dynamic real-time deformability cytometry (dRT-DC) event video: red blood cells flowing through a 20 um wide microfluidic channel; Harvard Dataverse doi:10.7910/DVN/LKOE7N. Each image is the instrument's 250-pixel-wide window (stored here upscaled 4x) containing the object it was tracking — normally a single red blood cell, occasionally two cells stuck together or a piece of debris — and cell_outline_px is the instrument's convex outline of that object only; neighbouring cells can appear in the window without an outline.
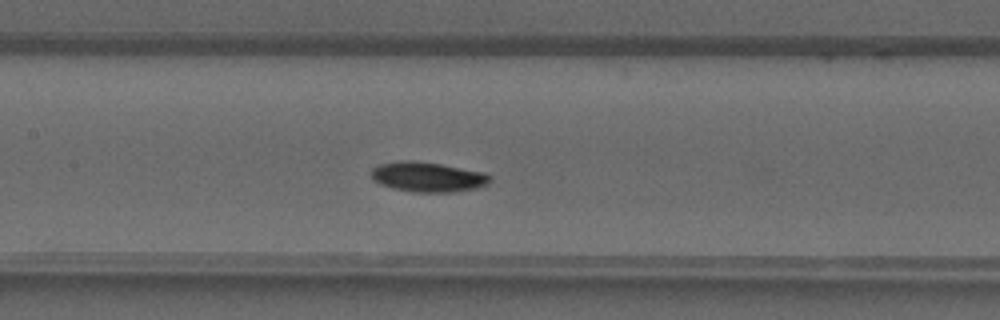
{"species": "common noctule bat (a hibernating species)", "species_latin": "Nyctalus noctula", "temperature_condition": "warm", "stored_images_in_passage": 37, "camera_frame_rate_fps": 3000, "um_per_image_px": 0.085, "animal": {"sex": "male", "forearm_length_mm": 52.5}, "frame": {"image": 1, "passage_image": 16, "time_ms": 5.0, "image_size_px": [1000, 320], "cell_outline_px": [[492, 180], [488, 184], [476, 188], [452, 192], [416, 192], [392, 188], [380, 184], [372, 176], [372, 168], [380, 164], [400, 160], [412, 160], [440, 164], [484, 172], [492, 176]], "centroid_in_image_um": [36.39, 15.03], "position_along_channel_um": 171.0, "area_um2": 20.63}}
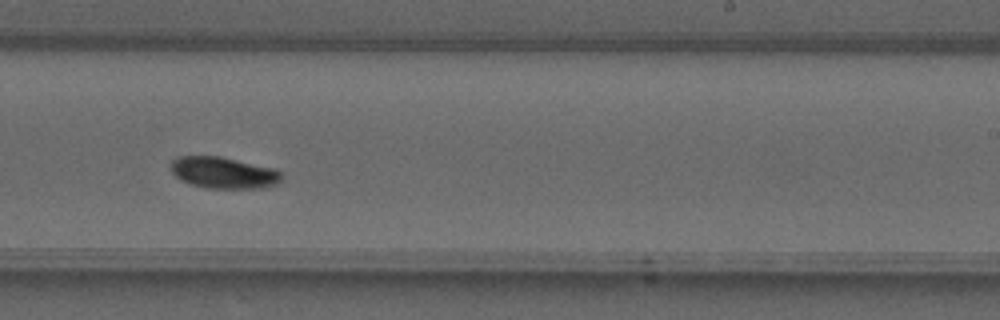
{"frame": {"image": 2, "passage_image": 22, "time_ms": 7.0, "image_size_px": [1000, 320], "cell_outline_px": [[284, 176], [276, 184], [264, 188], [204, 188], [188, 184], [180, 180], [168, 168], [172, 160], [176, 156], [220, 156], [272, 168], [280, 172]], "centroid_in_image_um": [18.94, 14.68], "position_along_channel_um": 270.1, "area_um2": 20.52}}
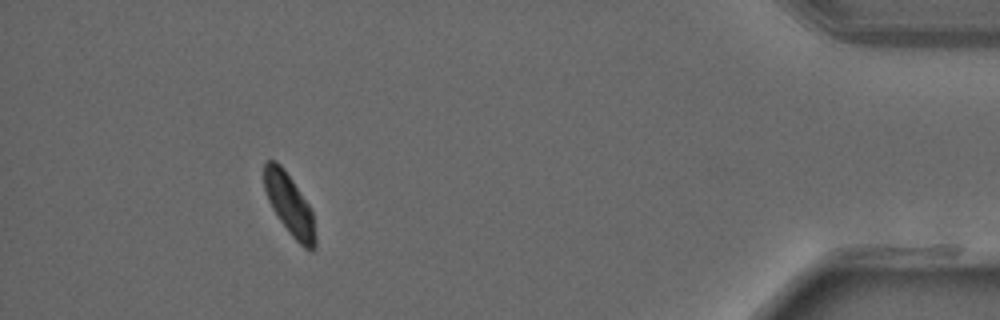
{"frame": {"image": 3, "passage_image": 34, "time_ms": 11.0, "image_size_px": [1000, 320], "cell_outline_px": [[316, 248], [312, 252], [304, 248], [288, 232], [272, 208], [268, 200], [264, 188], [264, 160], [276, 160], [280, 164], [292, 180], [308, 204], [312, 212], [316, 236]], "centroid_in_image_um": [24.6, 17.41], "position_along_channel_um": 410.6, "area_um2": 18.21}}